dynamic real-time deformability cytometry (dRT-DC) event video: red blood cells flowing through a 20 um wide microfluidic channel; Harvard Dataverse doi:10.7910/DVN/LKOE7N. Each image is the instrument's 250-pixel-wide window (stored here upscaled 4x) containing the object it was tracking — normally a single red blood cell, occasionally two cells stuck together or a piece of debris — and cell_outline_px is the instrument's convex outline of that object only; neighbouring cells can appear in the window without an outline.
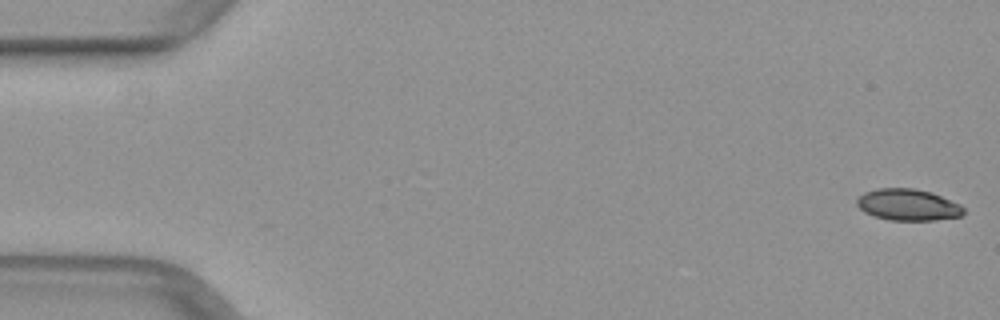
{"species": "common noctule bat (a hibernating species)", "species_latin": "Nyctalus noctula", "temperature_condition": "warm", "stored_images_in_passage": 15, "camera_frame_rate_fps": 3000, "um_per_image_px": 0.085, "animal": {"sex": "female", "body_mass_g": 29.2, "forearm_length_mm": 56.3}, "frame": {"image": 1, "passage_image": 1, "time_ms": 0.0, "image_size_px": [1000, 320], "cell_outline_px": [[964, 212], [960, 216], [936, 220], [888, 220], [872, 216], [864, 212], [856, 204], [856, 200], [864, 192], [880, 188], [916, 188], [932, 192], [960, 204], [964, 208]], "centroid_in_image_um": [77.16, 17.4], "position_along_channel_um": 7.8, "area_um2": 19.71}}
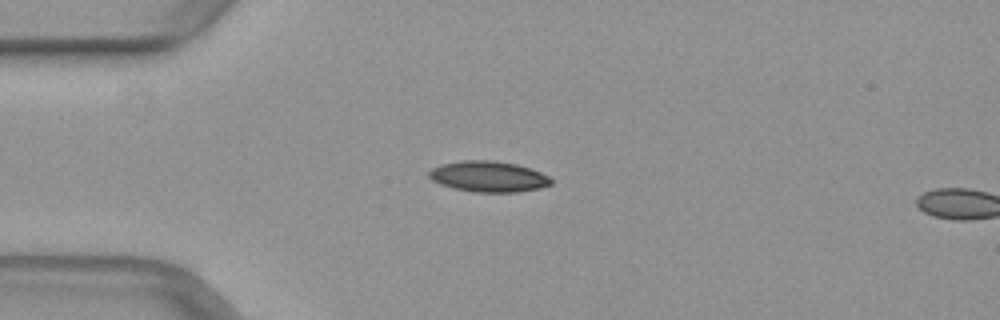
{"frame": {"image": 2, "passage_image": 13, "time_ms": 4.0, "image_size_px": [1000, 320], "cell_outline_px": [[552, 184], [540, 188], [520, 192], [472, 192], [452, 188], [440, 184], [432, 180], [428, 176], [428, 172], [432, 168], [440, 164], [460, 160], [492, 160], [516, 164], [532, 168], [548, 176], [552, 180]], "centroid_in_image_um": [41.51, 15.0], "position_along_channel_um": 43.5, "area_um2": 22.2}}